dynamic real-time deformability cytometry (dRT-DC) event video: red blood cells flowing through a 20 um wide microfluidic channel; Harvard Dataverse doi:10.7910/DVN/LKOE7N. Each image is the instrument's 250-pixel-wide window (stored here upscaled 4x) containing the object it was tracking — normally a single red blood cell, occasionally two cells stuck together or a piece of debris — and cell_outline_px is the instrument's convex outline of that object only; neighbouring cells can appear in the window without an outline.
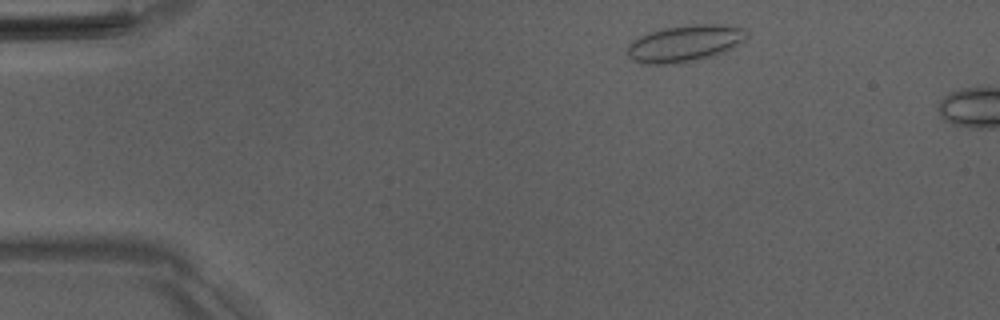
{"species": "Egyptian fruit bat (a non-hibernating species)", "species_latin": "Rousettus aegyptiacus", "temperature_condition": "room temperature", "stored_images_in_passage": 7, "camera_frame_rate_fps": 3000, "um_per_image_px": 0.085, "animal": {"sex": "male"}, "frame": {"image": 1, "passage_image": 3, "time_ms": 0.667, "image_size_px": [1000, 320], "cell_outline_px": [[748, 36], [744, 40], [732, 48], [716, 56], [684, 64], [644, 64], [632, 60], [628, 56], [628, 44], [632, 40], [648, 32], [664, 28], [692, 24], [720, 24], [744, 28]], "centroid_in_image_um": [58.21, 3.71], "position_along_channel_um": 26.8, "area_um2": 25.95}}